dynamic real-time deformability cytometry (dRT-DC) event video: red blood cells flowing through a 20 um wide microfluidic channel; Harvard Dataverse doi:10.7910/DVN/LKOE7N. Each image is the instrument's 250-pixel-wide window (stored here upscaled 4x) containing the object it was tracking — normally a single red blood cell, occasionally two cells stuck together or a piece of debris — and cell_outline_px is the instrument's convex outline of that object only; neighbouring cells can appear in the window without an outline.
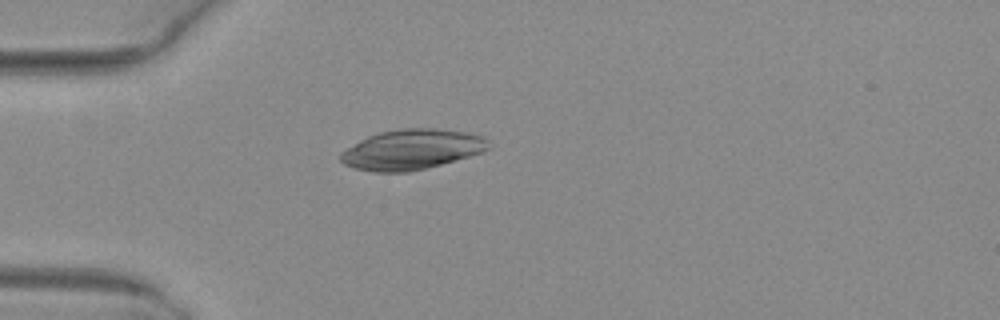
{"species": "common noctule bat (a hibernating species)", "species_latin": "Nyctalus noctula", "temperature_condition": "warm", "stored_images_in_passage": 1, "camera_frame_rate_fps": 3000, "um_per_image_px": 0.085, "animal": {"sex": "female", "body_mass_g": 29.2, "forearm_length_mm": 56.3}, "frame": {"image": 1, "passage_image": 1, "time_ms": 0.0, "image_size_px": [1000, 320], "cell_outline_px": [[488, 148], [480, 152], [468, 156], [440, 164], [408, 172], [372, 172], [356, 168], [344, 164], [340, 160], [340, 152], [360, 140], [368, 136], [380, 132], [400, 128], [436, 128], [468, 132], [484, 136], [488, 140]], "centroid_in_image_um": [34.97, 12.69], "position_along_channel_um": 50.0, "area_um2": 34.39}}